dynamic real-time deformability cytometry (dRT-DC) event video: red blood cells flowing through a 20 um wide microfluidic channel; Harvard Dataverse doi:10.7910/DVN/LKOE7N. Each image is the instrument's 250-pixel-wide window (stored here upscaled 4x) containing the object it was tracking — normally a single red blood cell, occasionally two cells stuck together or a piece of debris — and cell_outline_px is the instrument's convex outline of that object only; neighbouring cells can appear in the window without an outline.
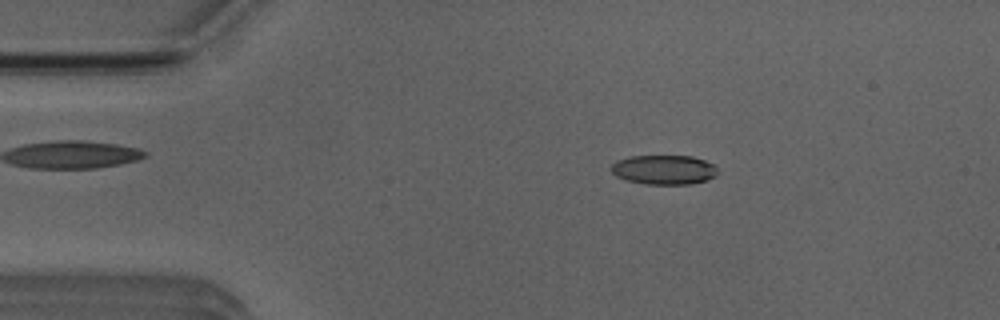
{"species": "Egyptian fruit bat (a non-hibernating species)", "species_latin": "Rousettus aegyptiacus", "temperature_condition": "room temperature", "stored_images_in_passage": 3, "camera_frame_rate_fps": 3000, "um_per_image_px": 0.085, "animal": {"sex": "male"}, "frame": {"image": 1, "passage_image": 1, "time_ms": 0.0, "image_size_px": [1000, 320], "cell_outline_px": [[720, 172], [716, 176], [708, 180], [692, 184], [644, 184], [624, 180], [616, 176], [612, 172], [612, 164], [616, 160], [632, 156], [692, 156], [704, 160], [712, 164]], "centroid_in_image_um": [56.45, 14.44], "position_along_channel_um": 28.5, "area_um2": 18.44}}
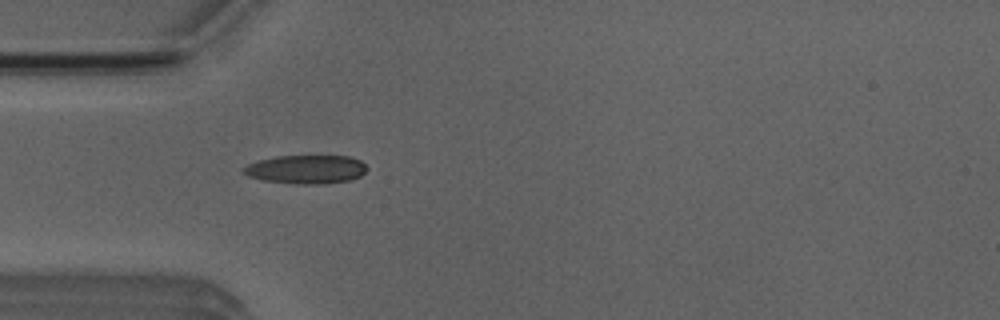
{"frame": {"image": 2, "passage_image": 3, "time_ms": 2.0, "image_size_px": [1000, 320], "cell_outline_px": [[368, 168], [360, 176], [352, 180], [324, 184], [296, 184], [264, 180], [248, 176], [240, 172], [248, 164], [260, 160], [276, 156], [348, 156], [360, 160]], "centroid_in_image_um": [26.03, 14.4], "position_along_channel_um": 59.0, "area_um2": 20.63}}